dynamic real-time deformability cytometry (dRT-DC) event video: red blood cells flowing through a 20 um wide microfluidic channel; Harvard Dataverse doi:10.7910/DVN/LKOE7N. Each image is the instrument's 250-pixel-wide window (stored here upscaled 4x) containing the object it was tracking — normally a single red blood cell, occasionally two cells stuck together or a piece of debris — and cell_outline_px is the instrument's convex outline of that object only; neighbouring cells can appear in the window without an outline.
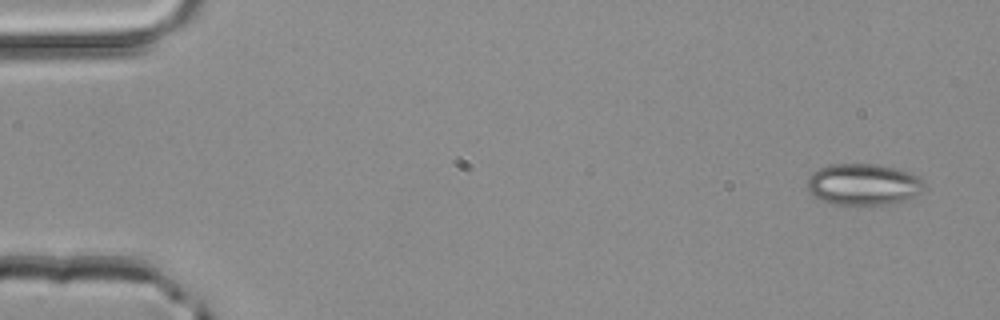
{"species": "common noctule bat (a hibernating species)", "species_latin": "Nyctalus noctula", "temperature_condition": "room temperature", "stored_images_in_passage": 4, "camera_frame_rate_fps": 3000, "um_per_image_px": 0.085, "animal": {"sex": "male", "body_mass_g": 20.4}, "frame": {"image": 1, "passage_image": 1, "time_ms": 0.0, "image_size_px": [1000, 320], "cell_outline_px": [[928, 188], [916, 196], [908, 200], [888, 204], [836, 204], [824, 200], [816, 196], [804, 184], [808, 176], [812, 172], [820, 168], [832, 164], [876, 164], [896, 168], [920, 176]], "centroid_in_image_um": [73.45, 15.66], "position_along_channel_um": 11.5, "area_um2": 28.44}}
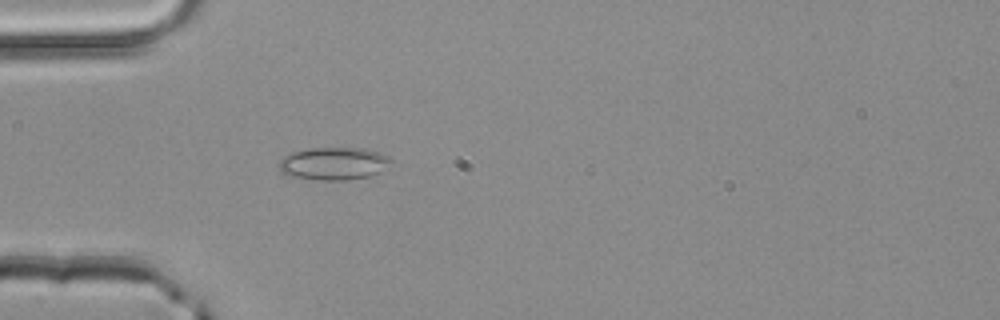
{"frame": {"image": 2, "passage_image": 4, "time_ms": 1.0, "image_size_px": [1000, 320], "cell_outline_px": [[392, 160], [380, 172], [368, 176], [348, 180], [316, 180], [292, 176], [280, 172], [280, 160], [284, 156], [292, 152], [308, 148], [364, 148], [380, 152], [388, 156]], "centroid_in_image_um": [28.36, 13.9], "position_along_channel_um": 56.6, "area_um2": 21.27}}